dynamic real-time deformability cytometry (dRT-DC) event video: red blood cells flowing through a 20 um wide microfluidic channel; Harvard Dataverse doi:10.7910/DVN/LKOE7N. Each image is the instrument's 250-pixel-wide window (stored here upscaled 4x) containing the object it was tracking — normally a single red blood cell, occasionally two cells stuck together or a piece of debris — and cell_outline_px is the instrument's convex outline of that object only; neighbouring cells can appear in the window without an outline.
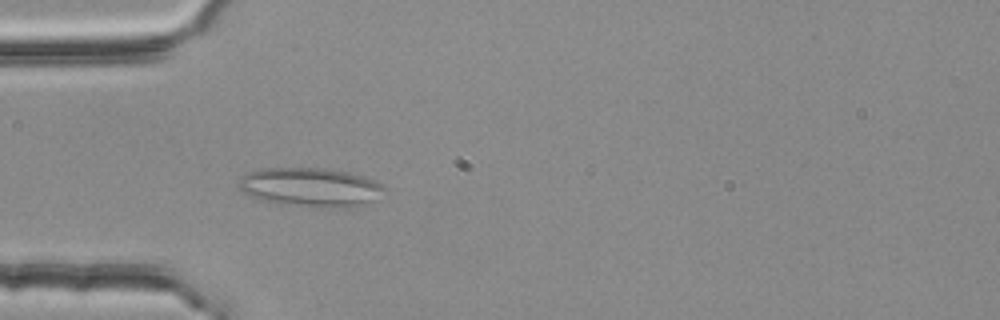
{"species": "common noctule bat (a hibernating species)", "species_latin": "Nyctalus noctula", "temperature_condition": "room temperature", "stored_images_in_passage": 52, "segment_of_instrument_passage": [1, 2], "camera_frame_rate_fps": 3000, "um_per_image_px": 0.085, "animal": {"sex": "female", "body_mass_g": 25.1}, "frame": {"image": 1, "passage_image": 16, "time_ms": 5.0, "image_size_px": [1000, 320], "cell_outline_px": [[388, 192], [372, 204], [360, 208], [308, 208], [280, 204], [260, 200], [244, 192], [236, 184], [248, 172], [260, 168], [320, 168], [344, 172], [360, 176], [372, 180], [380, 184]], "centroid_in_image_um": [26.46, 15.97], "position_along_channel_um": 58.5, "area_um2": 33.87}}